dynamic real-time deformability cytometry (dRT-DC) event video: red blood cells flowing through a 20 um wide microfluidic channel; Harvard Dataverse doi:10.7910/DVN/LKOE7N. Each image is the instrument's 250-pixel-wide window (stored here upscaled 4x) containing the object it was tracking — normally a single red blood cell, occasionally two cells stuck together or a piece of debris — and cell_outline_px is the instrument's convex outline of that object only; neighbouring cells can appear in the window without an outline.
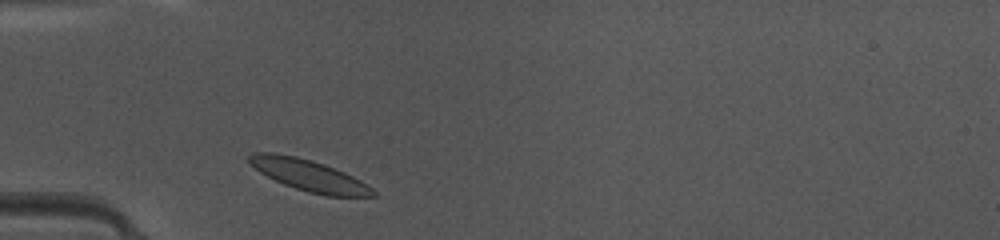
{"species": "common noctule bat (a hibernating species)", "species_latin": "Nyctalus noctula", "temperature_condition": "warm", "stored_images_in_passage": 35, "camera_frame_rate_fps": 3000, "um_per_image_px": 0.085, "animal": {"sex": "female", "body_mass_g": 10.0, "forearm_length_mm": 53.1}, "frame": {"image": 1, "passage_image": 2, "time_ms": 0.333, "image_size_px": [1000, 240], "cell_outline_px": [[380, 196], [324, 196], [308, 192], [284, 184], [260, 172], [248, 160], [248, 156], [252, 152], [272, 152], [296, 156], [312, 160], [324, 164], [344, 172], [360, 180], [372, 188]], "centroid_in_image_um": [26.28, 14.9], "position_along_channel_um": 58.7, "area_um2": 22.48}}
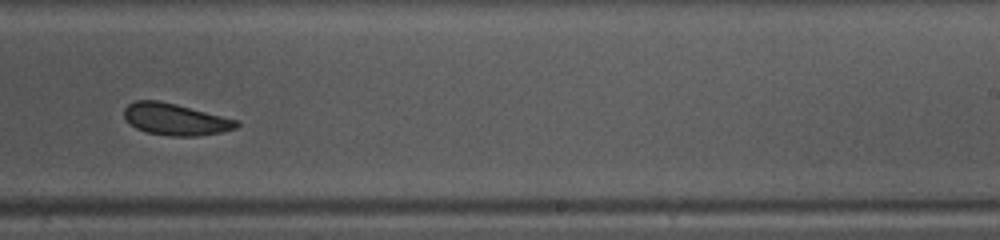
{"frame": {"image": 2, "passage_image": 18, "time_ms": 5.667, "image_size_px": [1000, 240], "cell_outline_px": [[240, 124], [236, 128], [220, 132], [196, 136], [168, 136], [148, 132], [136, 128], [124, 116], [124, 108], [128, 104], [136, 100], [160, 100], [240, 120]], "centroid_in_image_um": [14.93, 10.13], "position_along_channel_um": 274.1, "area_um2": 20.75}}
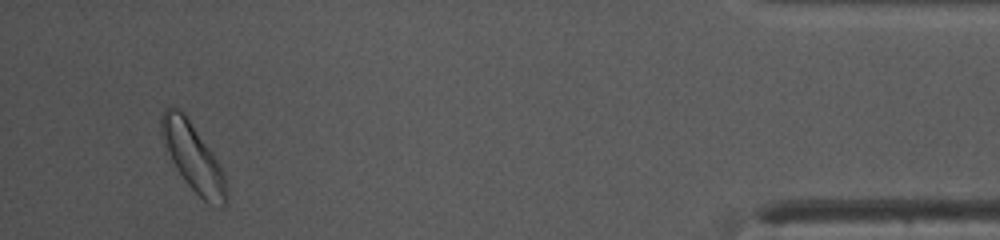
{"frame": {"image": 3, "passage_image": 33, "time_ms": 10.667, "image_size_px": [1000, 240], "cell_outline_px": [[228, 204], [220, 208], [208, 204], [184, 180], [176, 168], [164, 144], [160, 132], [160, 116], [164, 108], [176, 108], [184, 112], [224, 172], [228, 188]], "centroid_in_image_um": [16.43, 13.41], "position_along_channel_um": 418.8, "area_um2": 25.43}, "authors_computed_cell_mechanics": {"area_um2": 21.8484, "velocity_mm_per_s": 4.1455, "shape_relaxation_time_tau1_ms": 4.4173, "shape_relaxation_time_tau2_ms": 2.441, "deformation_change_tau1": 0.1032, "deformation_change_tau2": 0.0651}}